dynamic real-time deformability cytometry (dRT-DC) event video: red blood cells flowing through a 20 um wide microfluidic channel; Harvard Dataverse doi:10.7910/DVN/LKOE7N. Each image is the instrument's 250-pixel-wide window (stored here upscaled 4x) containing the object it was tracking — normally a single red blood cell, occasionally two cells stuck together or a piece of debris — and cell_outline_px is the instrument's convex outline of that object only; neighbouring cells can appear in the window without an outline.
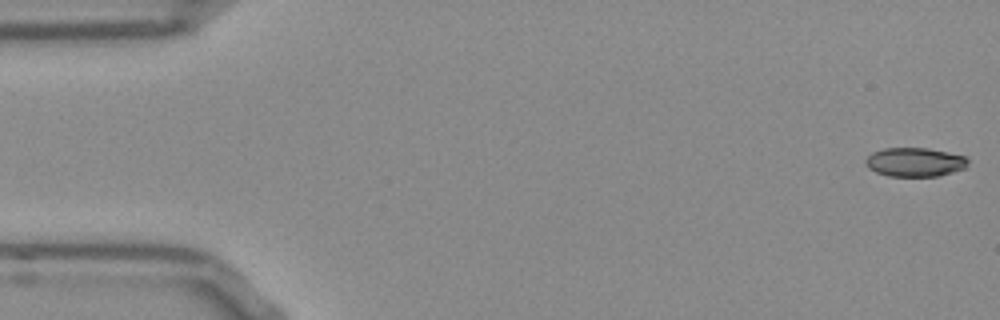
{"species": "Egyptian fruit bat (a non-hibernating species)", "species_latin": "Rousettus aegyptiacus", "temperature_condition": "room temperature", "stored_images_in_passage": 52, "camera_frame_rate_fps": 3000, "um_per_image_px": 0.085, "frame": {"image": 1, "passage_image": 1, "time_ms": 0.0, "image_size_px": [1000, 320], "cell_outline_px": [[968, 164], [964, 168], [952, 172], [936, 176], [888, 176], [876, 172], [868, 168], [864, 160], [872, 152], [884, 148], [928, 148], [948, 152], [964, 156], [968, 160]], "centroid_in_image_um": [77.73, 13.77], "position_along_channel_um": 7.3, "area_um2": 17.22}}
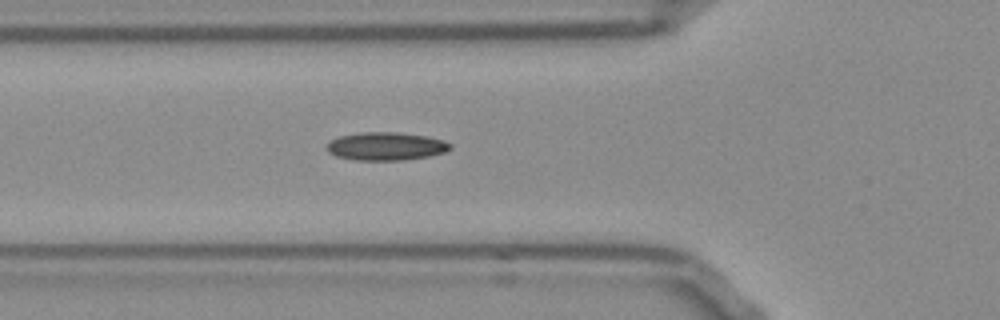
{"frame": {"image": 2, "passage_image": 18, "time_ms": 5.667, "image_size_px": [1000, 320], "cell_outline_px": [[452, 148], [444, 152], [428, 156], [404, 160], [356, 160], [336, 156], [328, 152], [324, 148], [332, 140], [340, 136], [360, 132], [400, 132], [428, 136], [444, 140], [452, 144]], "centroid_in_image_um": [32.82, 12.42], "position_along_channel_um": 93.0, "area_um2": 20.35}}
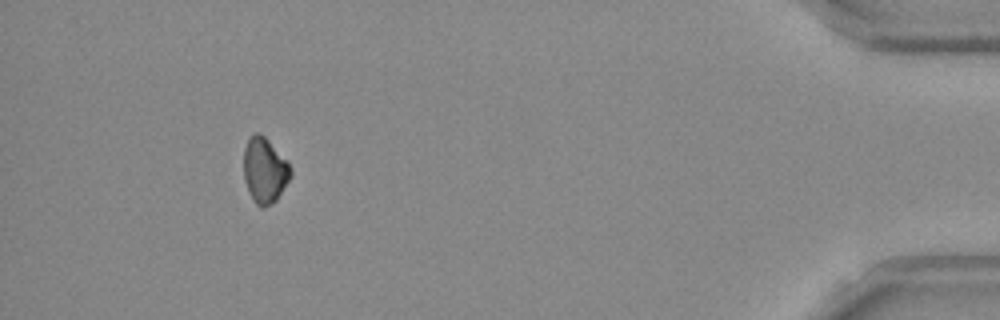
{"frame": {"image": 3, "passage_image": 48, "time_ms": 15.667, "image_size_px": [1000, 320], "cell_outline_px": [[292, 176], [276, 200], [272, 204], [264, 208], [260, 208], [256, 204], [244, 180], [244, 148], [248, 136], [256, 132], [264, 136], [288, 160], [292, 168]], "centroid_in_image_um": [22.52, 14.47], "position_along_channel_um": 412.7, "area_um2": 18.09}}